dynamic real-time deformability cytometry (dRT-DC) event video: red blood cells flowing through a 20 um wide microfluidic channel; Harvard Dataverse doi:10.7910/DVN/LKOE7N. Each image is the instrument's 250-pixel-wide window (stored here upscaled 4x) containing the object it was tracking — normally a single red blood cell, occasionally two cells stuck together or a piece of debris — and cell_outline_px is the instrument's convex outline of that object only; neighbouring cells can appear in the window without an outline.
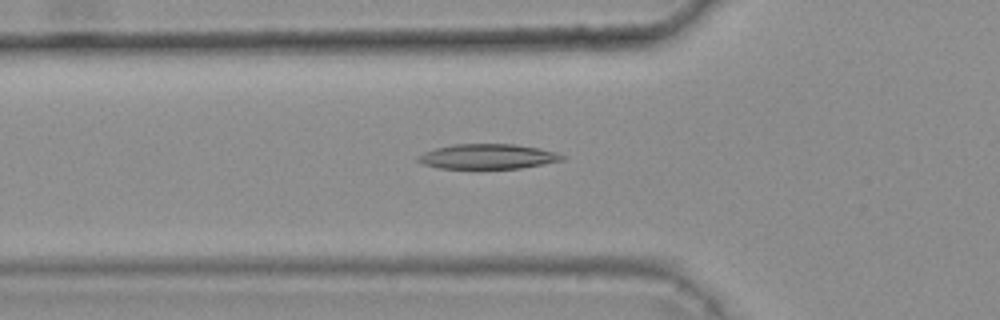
{"species": "common noctule bat (a hibernating species)", "species_latin": "Nyctalus noctula", "temperature_condition": "warm", "stored_images_in_passage": 48, "camera_frame_rate_fps": 3000, "um_per_image_px": 0.085, "animal": {"sex": "female", "body_mass_g": 25.1}, "frame": {"image": 1, "passage_image": 18, "time_ms": 5.667, "image_size_px": [1000, 320], "cell_outline_px": [[568, 156], [564, 160], [520, 168], [440, 168], [424, 164], [416, 160], [416, 156], [424, 152], [436, 148], [452, 144], [516, 144], [540, 148], [556, 152]], "centroid_in_image_um": [41.48, 13.29], "position_along_channel_um": 84.3, "area_um2": 20.98}}
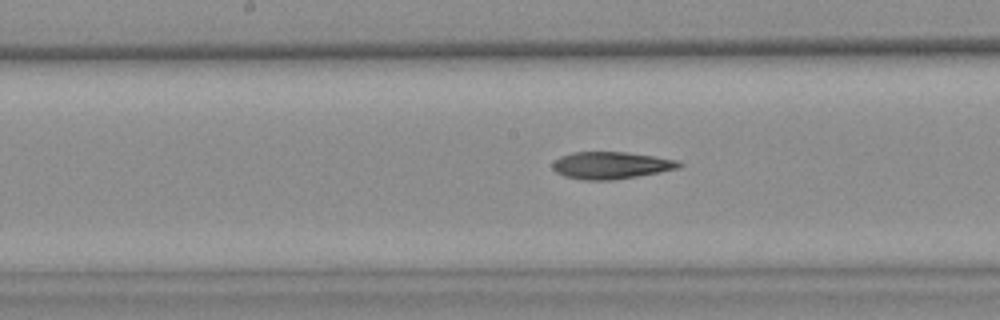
{"frame": {"image": 2, "passage_image": 27, "time_ms": 8.667, "image_size_px": [1000, 320], "cell_outline_px": [[684, 164], [680, 168], [660, 172], [612, 180], [584, 180], [564, 176], [556, 172], [552, 168], [552, 164], [560, 156], [572, 152], [624, 152], [652, 156], [676, 160]], "centroid_in_image_um": [51.92, 14.05], "position_along_channel_um": 196.3, "area_um2": 19.88}}
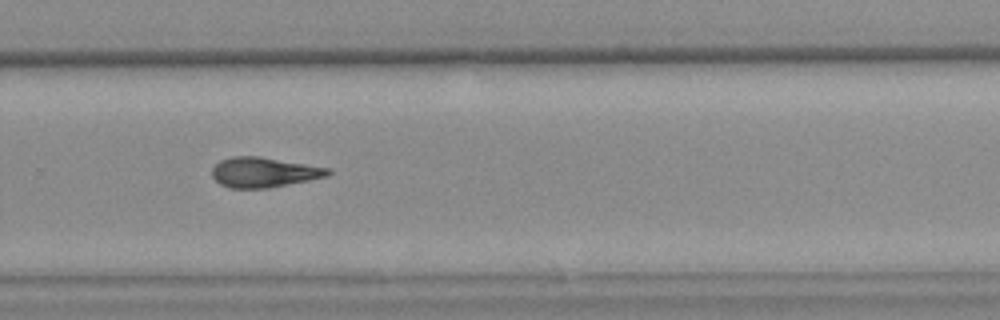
{"frame": {"image": 3, "passage_image": 36, "time_ms": 11.667, "image_size_px": [1000, 320], "cell_outline_px": [[332, 172], [328, 176], [268, 188], [232, 188], [220, 184], [212, 176], [212, 168], [220, 160], [232, 156], [260, 156], [328, 168]], "centroid_in_image_um": [22.4, 14.64], "position_along_channel_um": 307.4, "area_um2": 20.11}}